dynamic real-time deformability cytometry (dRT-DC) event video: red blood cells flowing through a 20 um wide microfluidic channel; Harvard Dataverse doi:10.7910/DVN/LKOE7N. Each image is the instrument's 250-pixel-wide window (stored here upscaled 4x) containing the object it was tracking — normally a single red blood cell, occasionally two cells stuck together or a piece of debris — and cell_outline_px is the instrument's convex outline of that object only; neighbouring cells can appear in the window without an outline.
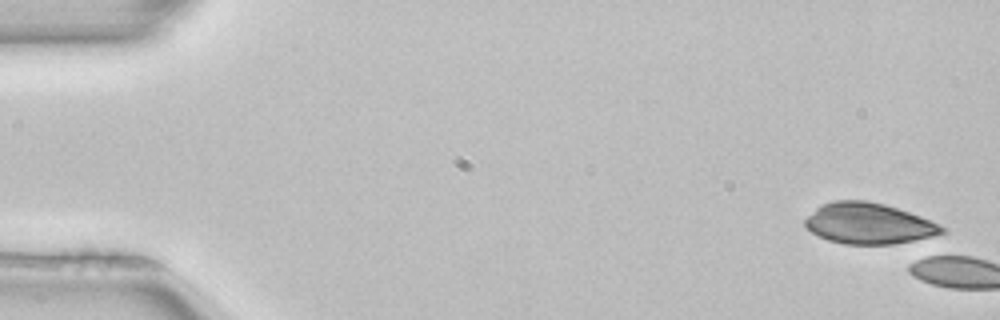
{"species": "common noctule bat (a hibernating species)", "species_latin": "Nyctalus noctula", "temperature_condition": "room temperature", "stored_images_in_passage": 4, "camera_frame_rate_fps": 3000, "um_per_image_px": 0.085, "animal": {"sex": "female", "body_mass_g": 22.7, "forearm_length_mm": 54.2}, "frame": {"image": 1, "passage_image": 1, "time_ms": 0.0, "image_size_px": [1000, 320], "cell_outline_px": [[948, 232], [932, 236], [892, 244], [844, 244], [828, 240], [812, 232], [804, 224], [804, 220], [820, 204], [832, 200], [868, 200], [884, 204], [920, 216], [940, 224]], "centroid_in_image_um": [73.82, 18.98], "position_along_channel_um": 11.2, "area_um2": 32.48}}